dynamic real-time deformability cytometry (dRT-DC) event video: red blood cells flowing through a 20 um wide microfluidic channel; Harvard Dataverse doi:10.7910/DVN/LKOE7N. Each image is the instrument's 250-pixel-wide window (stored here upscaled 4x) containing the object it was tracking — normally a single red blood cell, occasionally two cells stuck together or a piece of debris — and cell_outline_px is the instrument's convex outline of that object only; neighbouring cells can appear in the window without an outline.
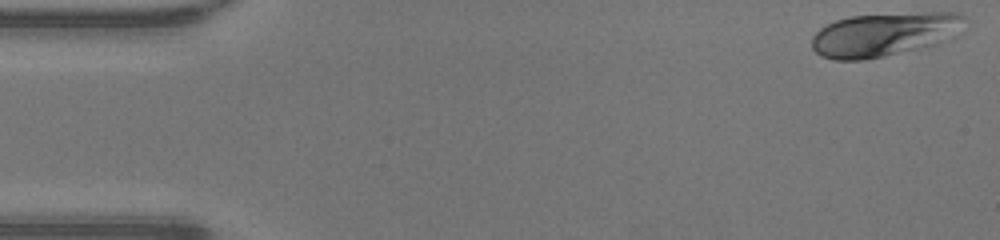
{"species": "human", "species_latin": "Homo sapiens", "temperature_condition": "warm", "stored_images_in_passage": 47, "camera_frame_rate_fps": 3000, "um_per_image_px": 0.085, "donor": {"sex": "male"}, "frame": {"image": 1, "passage_image": 1, "time_ms": 0.0, "image_size_px": [1000, 240], "cell_outline_px": [[964, 16], [936, 44], [884, 56], [864, 60], [836, 60], [820, 56], [812, 48], [812, 36], [820, 28], [836, 20], [848, 16], [928, 12], [960, 12]], "centroid_in_image_um": [74.94, 2.93], "position_along_channel_um": 10.1, "area_um2": 37.63}}
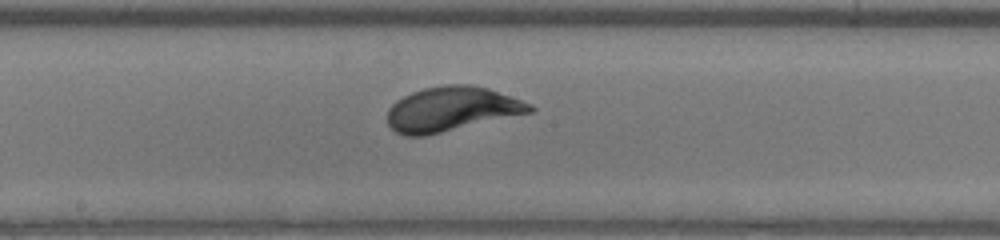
{"frame": {"image": 2, "passage_image": 24, "time_ms": 7.667, "image_size_px": [1000, 240], "cell_outline_px": [[536, 108], [532, 112], [424, 136], [404, 136], [396, 132], [388, 124], [388, 108], [396, 100], [412, 92], [424, 88], [444, 84], [472, 84], [488, 88], [532, 104]], "centroid_in_image_um": [38.37, 9.26], "position_along_channel_um": 209.8, "area_um2": 36.88}}
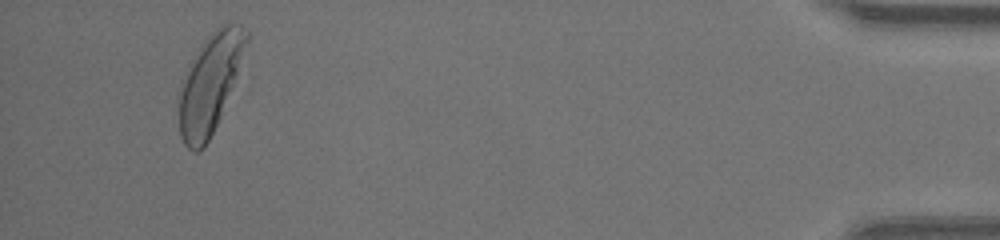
{"frame": {"image": 3, "passage_image": 44, "time_ms": 14.333, "image_size_px": [1000, 240], "cell_outline_px": [[248, 40], [220, 116], [204, 148], [200, 152], [192, 152], [184, 144], [180, 136], [180, 84], [188, 64], [204, 40], [220, 24], [228, 20], [240, 24], [248, 32]], "centroid_in_image_um": [17.82, 7.05], "position_along_channel_um": 417.4, "area_um2": 37.97}, "authors_computed_cell_mechanics": {"area_um2": 36.0094, "velocity_mm_per_s": 4.3235, "shape_relaxation_time_tau1_ms": 1.9493, "shape_relaxation_time_tau2_ms": null, "deformation_change_tau1": 0.1625, "deformation_change_tau2": null}}